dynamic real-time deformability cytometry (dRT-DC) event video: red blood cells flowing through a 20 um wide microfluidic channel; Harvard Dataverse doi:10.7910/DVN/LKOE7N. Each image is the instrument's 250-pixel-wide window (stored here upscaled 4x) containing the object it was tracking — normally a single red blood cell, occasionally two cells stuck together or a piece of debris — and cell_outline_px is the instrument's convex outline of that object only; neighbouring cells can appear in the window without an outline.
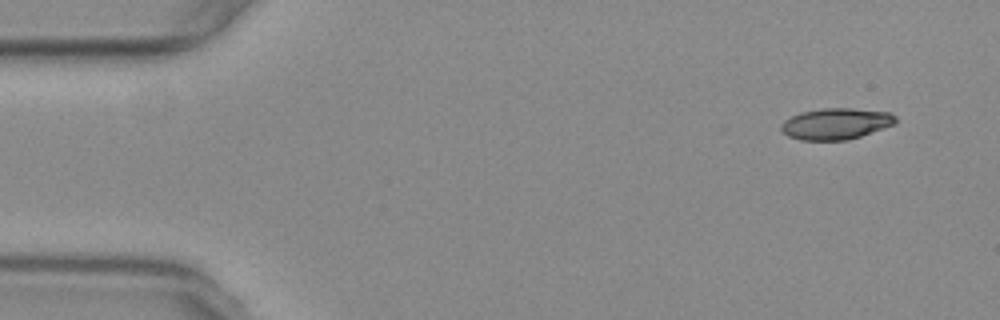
{"species": "common noctule bat (a hibernating species)", "species_latin": "Nyctalus noctula", "temperature_condition": "warm", "stored_images_in_passage": 52, "camera_frame_rate_fps": 3000, "um_per_image_px": 0.085, "animal": {"sex": "female", "body_mass_g": 29.2, "forearm_length_mm": 56.3}, "frame": {"image": 1, "passage_image": 1, "time_ms": 0.0, "image_size_px": [1000, 320], "cell_outline_px": [[896, 124], [848, 140], [800, 140], [788, 136], [780, 128], [780, 124], [784, 120], [800, 112], [824, 108], [852, 108], [888, 112], [896, 116]], "centroid_in_image_um": [71.05, 10.52], "position_along_channel_um": 14.0, "area_um2": 20.87}}
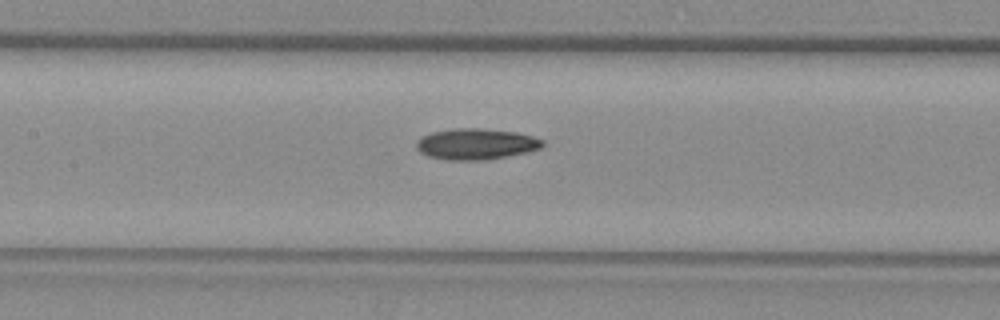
{"frame": {"image": 2, "passage_image": 22, "time_ms": 7.0, "image_size_px": [1000, 320], "cell_outline_px": [[544, 144], [540, 148], [524, 152], [484, 160], [444, 160], [428, 156], [420, 152], [416, 148], [416, 140], [420, 136], [432, 132], [452, 128], [480, 128], [516, 132], [532, 136], [544, 140]], "centroid_in_image_um": [40.39, 12.23], "position_along_channel_um": 167.0, "area_um2": 22.83}}
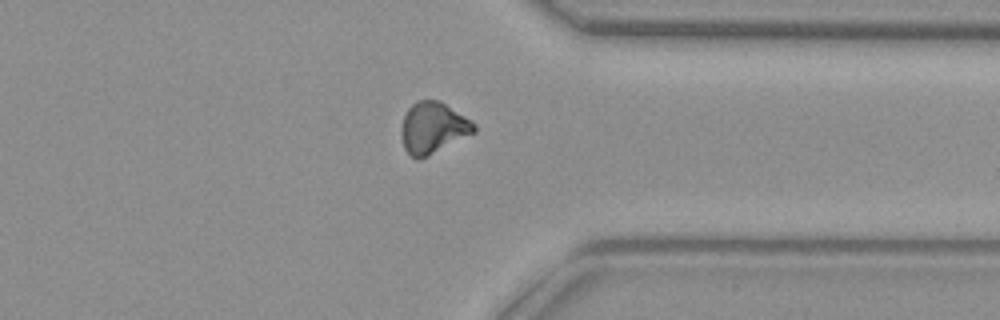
{"frame": {"image": 3, "passage_image": 39, "time_ms": 12.667, "image_size_px": [1000, 320], "cell_outline_px": [[476, 132], [420, 160], [416, 160], [404, 148], [400, 136], [400, 128], [404, 116], [408, 108], [416, 100], [440, 100], [472, 120], [476, 124]], "centroid_in_image_um": [36.8, 10.86], "position_along_channel_um": 374.6, "area_um2": 22.08}, "authors_computed_cell_mechanics": {"area_um2": 21.4727, "velocity_mm_per_s": 3.7682, "shape_relaxation_time_tau1_ms": 11.0945, "shape_relaxation_time_tau2_ms": null, "deformation_change_tau1": 0.2082, "deformation_change_tau2": null}}